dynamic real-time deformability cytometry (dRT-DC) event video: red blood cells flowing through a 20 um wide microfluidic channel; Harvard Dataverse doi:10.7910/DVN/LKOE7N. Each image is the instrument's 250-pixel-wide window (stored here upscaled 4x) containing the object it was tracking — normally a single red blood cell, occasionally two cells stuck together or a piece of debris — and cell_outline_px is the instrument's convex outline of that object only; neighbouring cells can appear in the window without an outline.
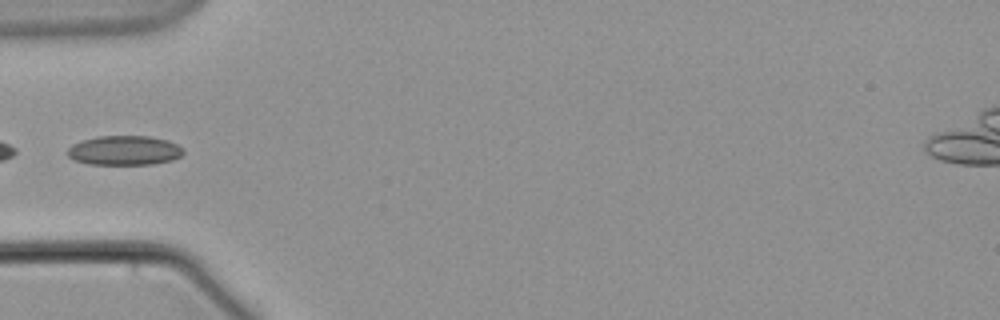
{"species": "common noctule bat (a hibernating species)", "species_latin": "Nyctalus noctula", "temperature_condition": "warm", "stored_images_in_passage": 6, "camera_frame_rate_fps": 3000, "um_per_image_px": 0.085, "animal": {"sex": "male", "body_mass_g": 21.5, "forearm_length_mm": 52.0}, "frame": {"image": 1, "passage_image": 6, "time_ms": 6.0, "image_size_px": [1000, 320], "cell_outline_px": [[184, 152], [180, 156], [172, 160], [152, 164], [88, 164], [72, 160], [64, 152], [72, 144], [80, 140], [100, 136], [148, 136], [168, 140], [184, 148]], "centroid_in_image_um": [10.53, 12.78], "position_along_channel_um": 74.5, "area_um2": 20.11}}